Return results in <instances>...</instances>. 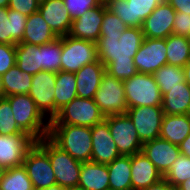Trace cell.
<instances>
[{"instance_id":"6da1fadb","label":"cell","mask_w":190,"mask_h":190,"mask_svg":"<svg viewBox=\"0 0 190 190\" xmlns=\"http://www.w3.org/2000/svg\"><path fill=\"white\" fill-rule=\"evenodd\" d=\"M48 137L72 158L80 162L91 161V127L50 124Z\"/></svg>"},{"instance_id":"7a4b0ae2","label":"cell","mask_w":190,"mask_h":190,"mask_svg":"<svg viewBox=\"0 0 190 190\" xmlns=\"http://www.w3.org/2000/svg\"><path fill=\"white\" fill-rule=\"evenodd\" d=\"M144 40L141 28L128 27L122 32L120 38H99L97 51L99 61L105 65L117 62H134L139 47Z\"/></svg>"},{"instance_id":"3957f363","label":"cell","mask_w":190,"mask_h":190,"mask_svg":"<svg viewBox=\"0 0 190 190\" xmlns=\"http://www.w3.org/2000/svg\"><path fill=\"white\" fill-rule=\"evenodd\" d=\"M10 105L18 127L35 141L49 135L50 121L40 112L28 94L5 97Z\"/></svg>"},{"instance_id":"277c9868","label":"cell","mask_w":190,"mask_h":190,"mask_svg":"<svg viewBox=\"0 0 190 190\" xmlns=\"http://www.w3.org/2000/svg\"><path fill=\"white\" fill-rule=\"evenodd\" d=\"M36 142L47 152L57 184L68 189L78 188L82 162L72 158L48 136Z\"/></svg>"},{"instance_id":"5b68a950","label":"cell","mask_w":190,"mask_h":190,"mask_svg":"<svg viewBox=\"0 0 190 190\" xmlns=\"http://www.w3.org/2000/svg\"><path fill=\"white\" fill-rule=\"evenodd\" d=\"M128 108L162 106V93L153 74L138 72L123 81Z\"/></svg>"},{"instance_id":"8992f818","label":"cell","mask_w":190,"mask_h":190,"mask_svg":"<svg viewBox=\"0 0 190 190\" xmlns=\"http://www.w3.org/2000/svg\"><path fill=\"white\" fill-rule=\"evenodd\" d=\"M105 119L93 99L74 98L50 121V124H68L93 127Z\"/></svg>"},{"instance_id":"52a82bcc","label":"cell","mask_w":190,"mask_h":190,"mask_svg":"<svg viewBox=\"0 0 190 190\" xmlns=\"http://www.w3.org/2000/svg\"><path fill=\"white\" fill-rule=\"evenodd\" d=\"M98 60L97 43L70 35L62 36L61 71L75 73Z\"/></svg>"},{"instance_id":"ba28073f","label":"cell","mask_w":190,"mask_h":190,"mask_svg":"<svg viewBox=\"0 0 190 190\" xmlns=\"http://www.w3.org/2000/svg\"><path fill=\"white\" fill-rule=\"evenodd\" d=\"M93 100L104 116L126 114L128 110L123 81L106 71Z\"/></svg>"},{"instance_id":"9c48e42d","label":"cell","mask_w":190,"mask_h":190,"mask_svg":"<svg viewBox=\"0 0 190 190\" xmlns=\"http://www.w3.org/2000/svg\"><path fill=\"white\" fill-rule=\"evenodd\" d=\"M120 155L131 156L142 151L143 143L127 114L105 116Z\"/></svg>"},{"instance_id":"30bf717a","label":"cell","mask_w":190,"mask_h":190,"mask_svg":"<svg viewBox=\"0 0 190 190\" xmlns=\"http://www.w3.org/2000/svg\"><path fill=\"white\" fill-rule=\"evenodd\" d=\"M23 166L34 189L57 184L48 154L36 141L26 152Z\"/></svg>"},{"instance_id":"8fae6325","label":"cell","mask_w":190,"mask_h":190,"mask_svg":"<svg viewBox=\"0 0 190 190\" xmlns=\"http://www.w3.org/2000/svg\"><path fill=\"white\" fill-rule=\"evenodd\" d=\"M165 0H108L106 7L128 27L141 28L142 22Z\"/></svg>"},{"instance_id":"7c38bea8","label":"cell","mask_w":190,"mask_h":190,"mask_svg":"<svg viewBox=\"0 0 190 190\" xmlns=\"http://www.w3.org/2000/svg\"><path fill=\"white\" fill-rule=\"evenodd\" d=\"M57 73L41 71L33 75L29 96L40 112L49 120L58 114L55 109V81Z\"/></svg>"},{"instance_id":"4fadbf2b","label":"cell","mask_w":190,"mask_h":190,"mask_svg":"<svg viewBox=\"0 0 190 190\" xmlns=\"http://www.w3.org/2000/svg\"><path fill=\"white\" fill-rule=\"evenodd\" d=\"M126 114L133 122L142 143L159 138L164 116L162 106L128 108Z\"/></svg>"},{"instance_id":"5bb4252c","label":"cell","mask_w":190,"mask_h":190,"mask_svg":"<svg viewBox=\"0 0 190 190\" xmlns=\"http://www.w3.org/2000/svg\"><path fill=\"white\" fill-rule=\"evenodd\" d=\"M166 39L144 37L142 45L134 56V64L138 72L154 74L167 64Z\"/></svg>"},{"instance_id":"9a60e30c","label":"cell","mask_w":190,"mask_h":190,"mask_svg":"<svg viewBox=\"0 0 190 190\" xmlns=\"http://www.w3.org/2000/svg\"><path fill=\"white\" fill-rule=\"evenodd\" d=\"M176 11L164 1L142 22L141 30L144 37L165 39L173 34Z\"/></svg>"},{"instance_id":"2e32d148","label":"cell","mask_w":190,"mask_h":190,"mask_svg":"<svg viewBox=\"0 0 190 190\" xmlns=\"http://www.w3.org/2000/svg\"><path fill=\"white\" fill-rule=\"evenodd\" d=\"M92 133V157L91 161L97 164L108 165L116 158L120 157V153L111 135L107 121L104 119L100 123L91 127Z\"/></svg>"},{"instance_id":"e0dca14e","label":"cell","mask_w":190,"mask_h":190,"mask_svg":"<svg viewBox=\"0 0 190 190\" xmlns=\"http://www.w3.org/2000/svg\"><path fill=\"white\" fill-rule=\"evenodd\" d=\"M35 140L28 135H0V164L6 169L23 165Z\"/></svg>"},{"instance_id":"ac0fdd59","label":"cell","mask_w":190,"mask_h":190,"mask_svg":"<svg viewBox=\"0 0 190 190\" xmlns=\"http://www.w3.org/2000/svg\"><path fill=\"white\" fill-rule=\"evenodd\" d=\"M142 152L163 176L181 154L179 145L172 144L160 137L143 143Z\"/></svg>"},{"instance_id":"d6986e66","label":"cell","mask_w":190,"mask_h":190,"mask_svg":"<svg viewBox=\"0 0 190 190\" xmlns=\"http://www.w3.org/2000/svg\"><path fill=\"white\" fill-rule=\"evenodd\" d=\"M104 17V4L87 10L80 17L72 20L68 35L82 40L97 43L100 38L101 25Z\"/></svg>"},{"instance_id":"ffe728a7","label":"cell","mask_w":190,"mask_h":190,"mask_svg":"<svg viewBox=\"0 0 190 190\" xmlns=\"http://www.w3.org/2000/svg\"><path fill=\"white\" fill-rule=\"evenodd\" d=\"M38 11L57 37L69 34L72 19L63 0H40Z\"/></svg>"},{"instance_id":"44dd1931","label":"cell","mask_w":190,"mask_h":190,"mask_svg":"<svg viewBox=\"0 0 190 190\" xmlns=\"http://www.w3.org/2000/svg\"><path fill=\"white\" fill-rule=\"evenodd\" d=\"M132 190H140L161 181L164 176L141 151L131 155Z\"/></svg>"},{"instance_id":"7402d4cb","label":"cell","mask_w":190,"mask_h":190,"mask_svg":"<svg viewBox=\"0 0 190 190\" xmlns=\"http://www.w3.org/2000/svg\"><path fill=\"white\" fill-rule=\"evenodd\" d=\"M105 71V65L98 60L86 64L75 72L77 97L93 99Z\"/></svg>"},{"instance_id":"603a6c76","label":"cell","mask_w":190,"mask_h":190,"mask_svg":"<svg viewBox=\"0 0 190 190\" xmlns=\"http://www.w3.org/2000/svg\"><path fill=\"white\" fill-rule=\"evenodd\" d=\"M109 172L107 165L93 161L82 162L78 189L107 190L109 189Z\"/></svg>"},{"instance_id":"cb8c5ba5","label":"cell","mask_w":190,"mask_h":190,"mask_svg":"<svg viewBox=\"0 0 190 190\" xmlns=\"http://www.w3.org/2000/svg\"><path fill=\"white\" fill-rule=\"evenodd\" d=\"M190 134V114H164L159 137L172 144L180 145Z\"/></svg>"},{"instance_id":"d4e9b609","label":"cell","mask_w":190,"mask_h":190,"mask_svg":"<svg viewBox=\"0 0 190 190\" xmlns=\"http://www.w3.org/2000/svg\"><path fill=\"white\" fill-rule=\"evenodd\" d=\"M162 109L169 115L190 114V86L184 82L181 86L168 88L162 97Z\"/></svg>"},{"instance_id":"484cf974","label":"cell","mask_w":190,"mask_h":190,"mask_svg":"<svg viewBox=\"0 0 190 190\" xmlns=\"http://www.w3.org/2000/svg\"><path fill=\"white\" fill-rule=\"evenodd\" d=\"M56 38L57 36L50 29L39 11L28 16L21 42L33 45H42L50 43Z\"/></svg>"},{"instance_id":"4316f807","label":"cell","mask_w":190,"mask_h":190,"mask_svg":"<svg viewBox=\"0 0 190 190\" xmlns=\"http://www.w3.org/2000/svg\"><path fill=\"white\" fill-rule=\"evenodd\" d=\"M109 172V189L132 190L131 156L121 155L107 165Z\"/></svg>"},{"instance_id":"83f0119b","label":"cell","mask_w":190,"mask_h":190,"mask_svg":"<svg viewBox=\"0 0 190 190\" xmlns=\"http://www.w3.org/2000/svg\"><path fill=\"white\" fill-rule=\"evenodd\" d=\"M16 66L31 75L41 72L42 52H40V45L19 42L16 45Z\"/></svg>"},{"instance_id":"f1b7e54d","label":"cell","mask_w":190,"mask_h":190,"mask_svg":"<svg viewBox=\"0 0 190 190\" xmlns=\"http://www.w3.org/2000/svg\"><path fill=\"white\" fill-rule=\"evenodd\" d=\"M33 75L20 70L16 64L1 76L3 96L29 94Z\"/></svg>"},{"instance_id":"f546056e","label":"cell","mask_w":190,"mask_h":190,"mask_svg":"<svg viewBox=\"0 0 190 190\" xmlns=\"http://www.w3.org/2000/svg\"><path fill=\"white\" fill-rule=\"evenodd\" d=\"M77 84L74 72L59 71L55 81V109L61 110L77 97Z\"/></svg>"},{"instance_id":"4dcf8cb0","label":"cell","mask_w":190,"mask_h":190,"mask_svg":"<svg viewBox=\"0 0 190 190\" xmlns=\"http://www.w3.org/2000/svg\"><path fill=\"white\" fill-rule=\"evenodd\" d=\"M165 39L167 64L183 68L190 61V44L188 37L171 34Z\"/></svg>"},{"instance_id":"1f68e13d","label":"cell","mask_w":190,"mask_h":190,"mask_svg":"<svg viewBox=\"0 0 190 190\" xmlns=\"http://www.w3.org/2000/svg\"><path fill=\"white\" fill-rule=\"evenodd\" d=\"M0 190H34L23 165L7 168L0 182Z\"/></svg>"},{"instance_id":"d6a6232c","label":"cell","mask_w":190,"mask_h":190,"mask_svg":"<svg viewBox=\"0 0 190 190\" xmlns=\"http://www.w3.org/2000/svg\"><path fill=\"white\" fill-rule=\"evenodd\" d=\"M153 76L162 95L168 92V88L181 86V83L185 82L183 68L179 66L163 65Z\"/></svg>"},{"instance_id":"836d02e7","label":"cell","mask_w":190,"mask_h":190,"mask_svg":"<svg viewBox=\"0 0 190 190\" xmlns=\"http://www.w3.org/2000/svg\"><path fill=\"white\" fill-rule=\"evenodd\" d=\"M42 52V71L58 73L61 71L62 37L40 45Z\"/></svg>"},{"instance_id":"e575fe53","label":"cell","mask_w":190,"mask_h":190,"mask_svg":"<svg viewBox=\"0 0 190 190\" xmlns=\"http://www.w3.org/2000/svg\"><path fill=\"white\" fill-rule=\"evenodd\" d=\"M164 179L175 187L190 179V158L180 154L164 175Z\"/></svg>"},{"instance_id":"d590c367","label":"cell","mask_w":190,"mask_h":190,"mask_svg":"<svg viewBox=\"0 0 190 190\" xmlns=\"http://www.w3.org/2000/svg\"><path fill=\"white\" fill-rule=\"evenodd\" d=\"M0 135H27L17 125L9 101H0Z\"/></svg>"},{"instance_id":"8d00e7d4","label":"cell","mask_w":190,"mask_h":190,"mask_svg":"<svg viewBox=\"0 0 190 190\" xmlns=\"http://www.w3.org/2000/svg\"><path fill=\"white\" fill-rule=\"evenodd\" d=\"M128 29L113 12L107 9L104 4V17L101 25L100 38L117 37L120 38L123 31Z\"/></svg>"},{"instance_id":"74e56055","label":"cell","mask_w":190,"mask_h":190,"mask_svg":"<svg viewBox=\"0 0 190 190\" xmlns=\"http://www.w3.org/2000/svg\"><path fill=\"white\" fill-rule=\"evenodd\" d=\"M106 72L121 81L129 79L138 73L134 62L109 63L106 66Z\"/></svg>"},{"instance_id":"f35d334b","label":"cell","mask_w":190,"mask_h":190,"mask_svg":"<svg viewBox=\"0 0 190 190\" xmlns=\"http://www.w3.org/2000/svg\"><path fill=\"white\" fill-rule=\"evenodd\" d=\"M72 20L83 15L87 10L100 6L98 0H63Z\"/></svg>"},{"instance_id":"ab89813d","label":"cell","mask_w":190,"mask_h":190,"mask_svg":"<svg viewBox=\"0 0 190 190\" xmlns=\"http://www.w3.org/2000/svg\"><path fill=\"white\" fill-rule=\"evenodd\" d=\"M0 43L13 45L12 15L6 7H0Z\"/></svg>"},{"instance_id":"60d3db41","label":"cell","mask_w":190,"mask_h":190,"mask_svg":"<svg viewBox=\"0 0 190 190\" xmlns=\"http://www.w3.org/2000/svg\"><path fill=\"white\" fill-rule=\"evenodd\" d=\"M16 64V45L0 43V76Z\"/></svg>"},{"instance_id":"b9f144b4","label":"cell","mask_w":190,"mask_h":190,"mask_svg":"<svg viewBox=\"0 0 190 190\" xmlns=\"http://www.w3.org/2000/svg\"><path fill=\"white\" fill-rule=\"evenodd\" d=\"M8 15H12V26H13V45H17L22 41L24 30L26 27L27 16L22 13L9 9Z\"/></svg>"},{"instance_id":"7bdbcfd3","label":"cell","mask_w":190,"mask_h":190,"mask_svg":"<svg viewBox=\"0 0 190 190\" xmlns=\"http://www.w3.org/2000/svg\"><path fill=\"white\" fill-rule=\"evenodd\" d=\"M40 0H9L8 8L30 16L39 9Z\"/></svg>"},{"instance_id":"ee69618b","label":"cell","mask_w":190,"mask_h":190,"mask_svg":"<svg viewBox=\"0 0 190 190\" xmlns=\"http://www.w3.org/2000/svg\"><path fill=\"white\" fill-rule=\"evenodd\" d=\"M173 34L177 36H190V15L183 12H176L173 24Z\"/></svg>"},{"instance_id":"f6af8a7d","label":"cell","mask_w":190,"mask_h":190,"mask_svg":"<svg viewBox=\"0 0 190 190\" xmlns=\"http://www.w3.org/2000/svg\"><path fill=\"white\" fill-rule=\"evenodd\" d=\"M176 12H183L190 15V0H165Z\"/></svg>"},{"instance_id":"bcb514c9","label":"cell","mask_w":190,"mask_h":190,"mask_svg":"<svg viewBox=\"0 0 190 190\" xmlns=\"http://www.w3.org/2000/svg\"><path fill=\"white\" fill-rule=\"evenodd\" d=\"M140 190H178V187H175L173 184H170L163 178L156 184L150 185L147 188H143Z\"/></svg>"},{"instance_id":"7dc6e473","label":"cell","mask_w":190,"mask_h":190,"mask_svg":"<svg viewBox=\"0 0 190 190\" xmlns=\"http://www.w3.org/2000/svg\"><path fill=\"white\" fill-rule=\"evenodd\" d=\"M179 150L182 155L190 158V134L179 145Z\"/></svg>"},{"instance_id":"c3c4849f","label":"cell","mask_w":190,"mask_h":190,"mask_svg":"<svg viewBox=\"0 0 190 190\" xmlns=\"http://www.w3.org/2000/svg\"><path fill=\"white\" fill-rule=\"evenodd\" d=\"M185 82L190 86V61L183 67Z\"/></svg>"},{"instance_id":"681fc988","label":"cell","mask_w":190,"mask_h":190,"mask_svg":"<svg viewBox=\"0 0 190 190\" xmlns=\"http://www.w3.org/2000/svg\"><path fill=\"white\" fill-rule=\"evenodd\" d=\"M34 190H68V188H65L58 184H55V185L47 187V188H36Z\"/></svg>"},{"instance_id":"f907efd6","label":"cell","mask_w":190,"mask_h":190,"mask_svg":"<svg viewBox=\"0 0 190 190\" xmlns=\"http://www.w3.org/2000/svg\"><path fill=\"white\" fill-rule=\"evenodd\" d=\"M178 190H190V179L184 181L178 186Z\"/></svg>"},{"instance_id":"816d5d0a","label":"cell","mask_w":190,"mask_h":190,"mask_svg":"<svg viewBox=\"0 0 190 190\" xmlns=\"http://www.w3.org/2000/svg\"><path fill=\"white\" fill-rule=\"evenodd\" d=\"M5 171H6V168L0 164V182L3 179Z\"/></svg>"},{"instance_id":"f5cc1de1","label":"cell","mask_w":190,"mask_h":190,"mask_svg":"<svg viewBox=\"0 0 190 190\" xmlns=\"http://www.w3.org/2000/svg\"><path fill=\"white\" fill-rule=\"evenodd\" d=\"M9 0H0V7L8 8Z\"/></svg>"},{"instance_id":"db71d44e","label":"cell","mask_w":190,"mask_h":190,"mask_svg":"<svg viewBox=\"0 0 190 190\" xmlns=\"http://www.w3.org/2000/svg\"><path fill=\"white\" fill-rule=\"evenodd\" d=\"M0 96H3V87H2L1 76H0Z\"/></svg>"},{"instance_id":"11a10c76","label":"cell","mask_w":190,"mask_h":190,"mask_svg":"<svg viewBox=\"0 0 190 190\" xmlns=\"http://www.w3.org/2000/svg\"><path fill=\"white\" fill-rule=\"evenodd\" d=\"M101 4H106L108 0H98Z\"/></svg>"},{"instance_id":"9f6ffc18","label":"cell","mask_w":190,"mask_h":190,"mask_svg":"<svg viewBox=\"0 0 190 190\" xmlns=\"http://www.w3.org/2000/svg\"><path fill=\"white\" fill-rule=\"evenodd\" d=\"M68 190H81V189H78V188H73V189H68Z\"/></svg>"}]
</instances>
